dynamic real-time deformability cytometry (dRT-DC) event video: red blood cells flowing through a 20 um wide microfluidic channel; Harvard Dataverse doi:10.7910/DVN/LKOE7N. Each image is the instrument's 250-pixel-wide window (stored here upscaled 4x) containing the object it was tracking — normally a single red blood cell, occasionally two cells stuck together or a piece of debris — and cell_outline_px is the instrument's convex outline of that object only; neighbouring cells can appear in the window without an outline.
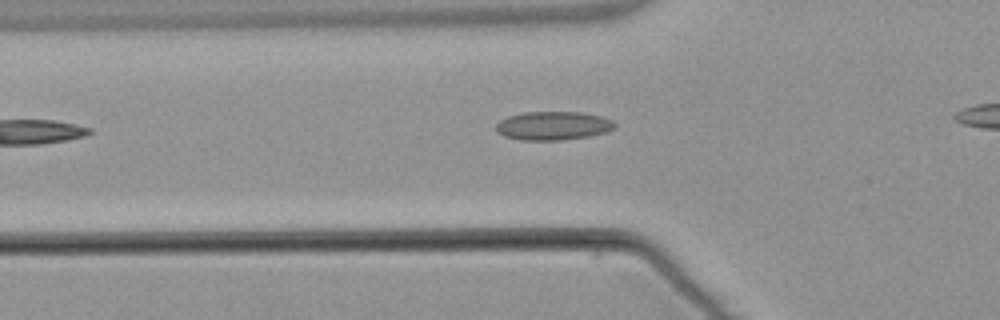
{"species": "common noctule bat (a hibernating species)", "species_latin": "Nyctalus noctula", "temperature_condition": "warm", "stored_images_in_passage": 4, "camera_frame_rate_fps": 3000, "um_per_image_px": 0.085, "animal": {"sex": "male", "body_mass_g": 21.5, "forearm_length_mm": 52.0}, "frame": {"image": 1, "passage_image": 4, "time_ms": 3.667, "image_size_px": [1000, 320], "cell_outline_px": [[616, 124], [612, 128], [604, 132], [588, 136], [560, 140], [520, 140], [504, 136], [496, 132], [496, 124], [500, 120], [508, 116], [524, 112], [580, 112], [600, 116], [612, 120]], "centroid_in_image_um": [46.96, 10.68], "position_along_channel_um": 78.8, "area_um2": 19.65}}